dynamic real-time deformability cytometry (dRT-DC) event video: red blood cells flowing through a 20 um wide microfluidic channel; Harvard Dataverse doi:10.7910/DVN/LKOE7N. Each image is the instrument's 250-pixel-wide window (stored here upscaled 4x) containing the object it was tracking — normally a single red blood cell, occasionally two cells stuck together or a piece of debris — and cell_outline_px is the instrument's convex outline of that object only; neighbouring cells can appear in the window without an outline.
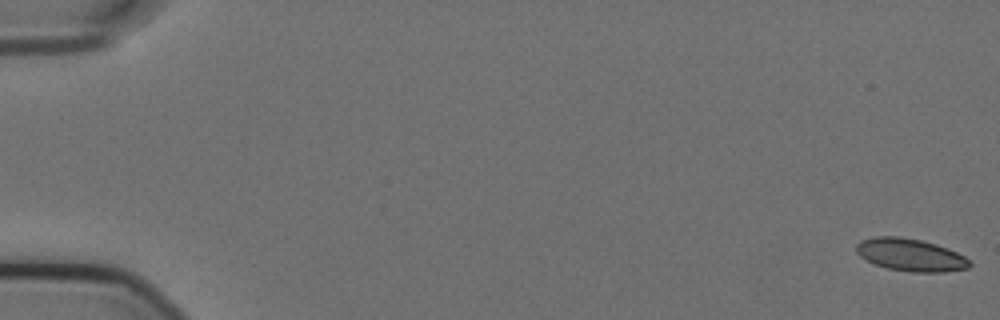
{"species": "Egyptian fruit bat (a non-hibernating species)", "species_latin": "Rousettus aegyptiacus", "temperature_condition": "cold", "stored_images_in_passage": 57, "camera_frame_rate_fps": 3000, "um_per_image_px": 0.085, "animal": {"sex": "female"}, "frame": {"image": 1, "passage_image": 1, "time_ms": 0.0, "image_size_px": [1000, 320], "cell_outline_px": [[972, 264], [968, 268], [944, 272], [912, 272], [888, 268], [876, 264], [860, 256], [856, 252], [856, 244], [860, 240], [876, 236], [900, 236], [920, 240], [936, 244], [948, 248], [964, 256]], "centroid_in_image_um": [77.39, 21.65], "position_along_channel_um": 7.6, "area_um2": 21.39}}
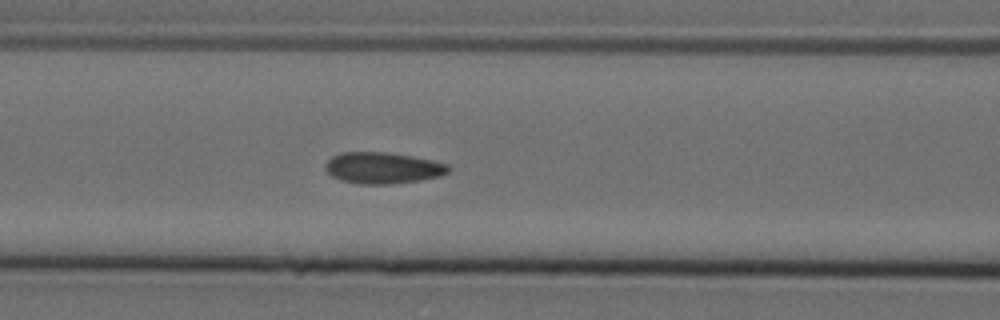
{"frame": {"image": 2, "passage_image": 25, "time_ms": 8.0, "image_size_px": [1000, 320], "cell_outline_px": [[452, 168], [448, 172], [440, 176], [420, 180], [392, 184], [360, 184], [340, 180], [332, 176], [324, 168], [324, 164], [332, 156], [344, 152], [384, 152], [412, 156], [432, 160], [448, 164]], "centroid_in_image_um": [32.54, 14.28], "position_along_channel_um": 134.1, "area_um2": 22.54}}
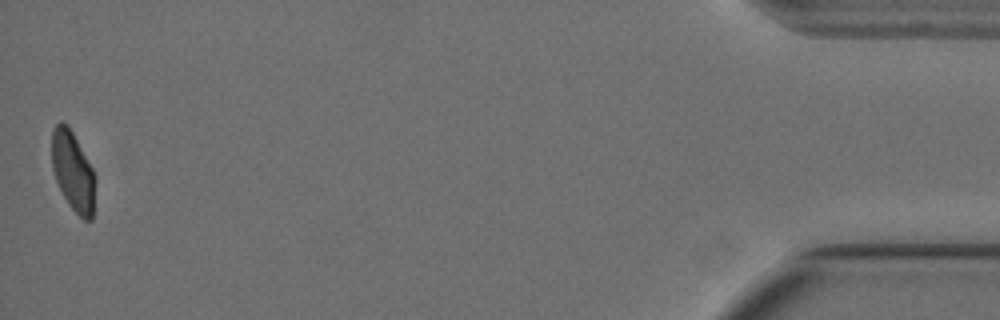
{"frame": {"image": 3, "passage_image": 57, "time_ms": 18.667, "image_size_px": [1000, 320], "cell_outline_px": [[96, 180], [92, 220], [84, 220], [68, 204], [56, 180], [52, 168], [52, 128], [60, 120], [68, 124], [92, 168], [96, 176]], "centroid_in_image_um": [6.2, 14.54], "position_along_channel_um": 429.0, "area_um2": 20.17}, "authors_computed_cell_mechanics": {"area_um2": 21.9062, "velocity_mm_per_s": 3.5741, "shape_relaxation_time_tau1_ms": null, "shape_relaxation_time_tau2_ms": 1.4566, "deformation_change_tau1": null, "deformation_change_tau2": 0.0471}}